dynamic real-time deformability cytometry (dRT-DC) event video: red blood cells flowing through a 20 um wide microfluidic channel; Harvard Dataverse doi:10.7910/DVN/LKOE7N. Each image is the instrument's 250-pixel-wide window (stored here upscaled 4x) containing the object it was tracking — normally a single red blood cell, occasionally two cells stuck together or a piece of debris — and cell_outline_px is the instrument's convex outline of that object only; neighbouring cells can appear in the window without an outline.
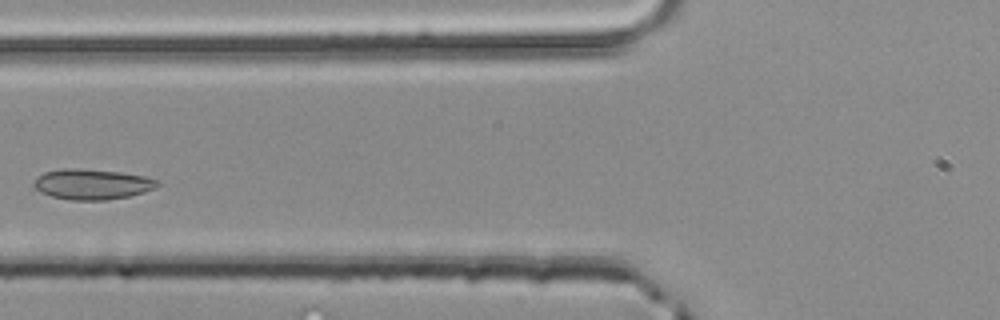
{"species": "common noctule bat (a hibernating species)", "species_latin": "Nyctalus noctula", "temperature_condition": "room temperature", "stored_images_in_passage": 3, "camera_frame_rate_fps": 3000, "um_per_image_px": 0.085, "animal": {"sex": "male", "body_mass_g": 20.4}, "frame": {"image": 1, "passage_image": 3, "time_ms": 0.667, "image_size_px": [1000, 320], "cell_outline_px": [[160, 184], [144, 192], [128, 196], [108, 200], [68, 200], [52, 196], [40, 192], [32, 184], [36, 176], [44, 172], [64, 168], [76, 168], [120, 172], [144, 176], [160, 180]], "centroid_in_image_um": [7.8, 15.65], "position_along_channel_um": 118.0, "area_um2": 21.96}}